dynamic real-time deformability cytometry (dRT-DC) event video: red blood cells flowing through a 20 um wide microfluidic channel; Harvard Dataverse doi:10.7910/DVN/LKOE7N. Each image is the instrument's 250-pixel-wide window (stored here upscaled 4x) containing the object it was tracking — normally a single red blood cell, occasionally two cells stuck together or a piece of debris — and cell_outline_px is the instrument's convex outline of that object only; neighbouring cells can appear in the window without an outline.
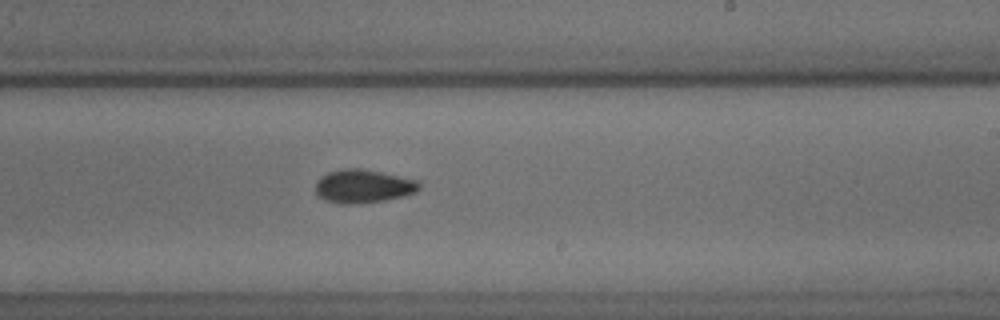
{"species": "common noctule bat (a hibernating species)", "species_latin": "Nyctalus noctula", "temperature_condition": "cold", "stored_images_in_passage": 23, "camera_frame_rate_fps": 3000, "um_per_image_px": 0.085, "animal": {"sex": "male", "body_mass_g": 18.8}, "frame": {"image": 1, "passage_image": 17, "time_ms": 5.333, "image_size_px": [1000, 320], "cell_outline_px": [[420, 188], [416, 192], [384, 200], [356, 204], [340, 204], [324, 200], [316, 192], [316, 180], [320, 176], [328, 172], [340, 168], [360, 168], [420, 180]], "centroid_in_image_um": [30.85, 15.82], "position_along_channel_um": 258.2, "area_um2": 20.29}}